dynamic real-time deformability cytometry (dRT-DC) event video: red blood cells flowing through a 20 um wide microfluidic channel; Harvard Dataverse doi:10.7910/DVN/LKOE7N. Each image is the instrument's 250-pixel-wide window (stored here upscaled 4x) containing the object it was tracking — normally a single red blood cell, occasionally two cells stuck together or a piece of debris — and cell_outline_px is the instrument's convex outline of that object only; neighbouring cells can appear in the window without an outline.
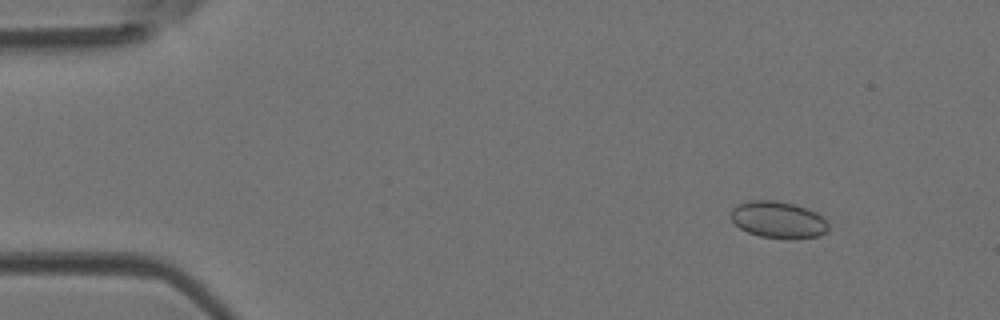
{"species": "Egyptian fruit bat (a non-hibernating species)", "species_latin": "Rousettus aegyptiacus", "temperature_condition": "room temperature", "stored_images_in_passage": 49, "camera_frame_rate_fps": 3000, "um_per_image_px": 0.085, "animal": {"sex": "female"}, "frame": {"image": 1, "passage_image": 6, "time_ms": 1.667, "image_size_px": [1000, 320], "cell_outline_px": [[828, 228], [820, 236], [792, 240], [788, 240], [760, 236], [748, 232], [740, 228], [732, 220], [732, 208], [736, 204], [752, 200], [776, 200], [792, 204], [816, 212], [828, 224]], "centroid_in_image_um": [66.14, 18.7], "position_along_channel_um": 18.9, "area_um2": 20.87}}
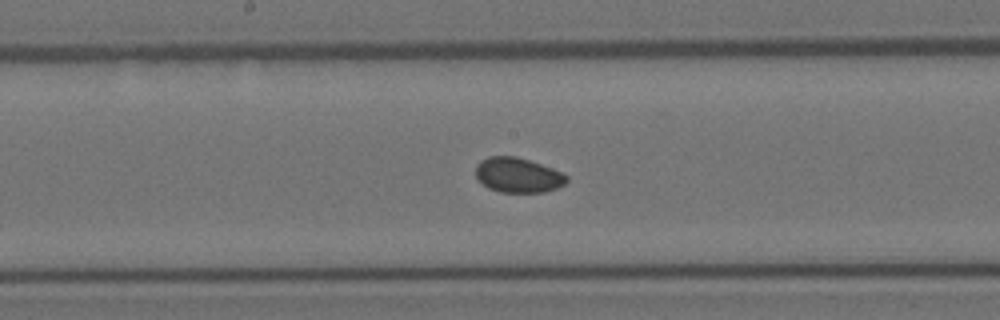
{"frame": {"image": 2, "passage_image": 26, "time_ms": 8.333, "image_size_px": [1000, 320], "cell_outline_px": [[568, 180], [564, 184], [556, 188], [544, 192], [500, 192], [488, 188], [476, 180], [476, 164], [480, 160], [488, 156], [516, 156], [552, 168], [568, 176]], "centroid_in_image_um": [43.98, 14.88], "position_along_channel_um": 204.2, "area_um2": 18.55}}
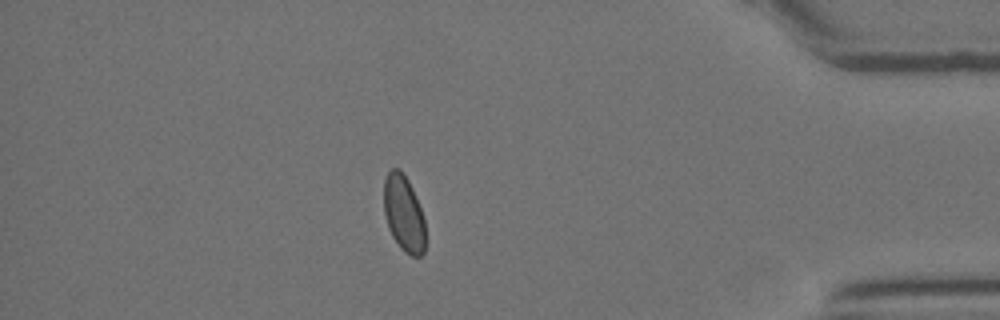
{"frame": {"image": 3, "passage_image": 43, "time_ms": 14.0, "image_size_px": [1000, 320], "cell_outline_px": [[424, 252], [420, 256], [412, 256], [404, 252], [400, 248], [392, 236], [388, 228], [384, 212], [384, 180], [388, 172], [392, 168], [400, 168], [408, 180], [412, 188], [420, 208], [424, 220]], "centroid_in_image_um": [34.3, 18.14], "position_along_channel_um": 400.9, "area_um2": 18.38}}